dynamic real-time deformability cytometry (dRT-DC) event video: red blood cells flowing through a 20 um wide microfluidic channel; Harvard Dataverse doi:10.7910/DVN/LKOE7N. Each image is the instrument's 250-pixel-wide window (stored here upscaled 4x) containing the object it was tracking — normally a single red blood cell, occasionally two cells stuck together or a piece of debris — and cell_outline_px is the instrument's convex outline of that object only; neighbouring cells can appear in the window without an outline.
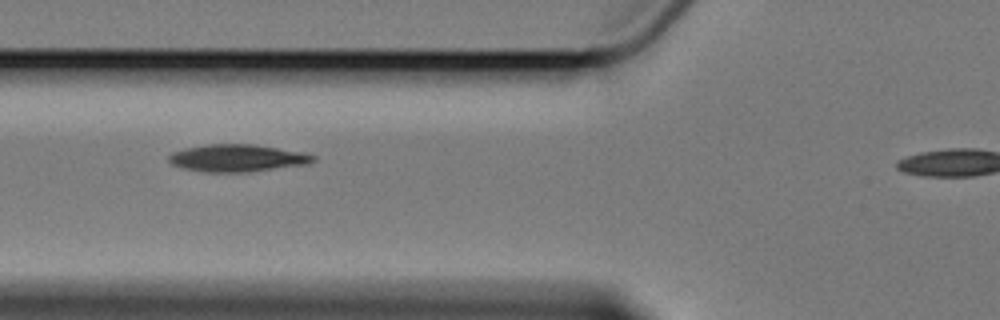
{"species": "Egyptian fruit bat (a non-hibernating species)", "species_latin": "Rousettus aegyptiacus", "temperature_condition": "cold", "stored_images_in_passage": 10, "camera_frame_rate_fps": 3000, "um_per_image_px": 0.085, "animal": {"sex": "female"}, "frame": {"image": 1, "passage_image": 2, "time_ms": 1.0, "image_size_px": [1000, 320], "cell_outline_px": [[316, 160], [308, 164], [252, 172], [208, 172], [184, 168], [172, 164], [168, 160], [168, 156], [172, 152], [184, 148], [204, 144], [252, 144], [304, 152], [316, 156]], "centroid_in_image_um": [20.19, 13.43], "position_along_channel_um": 105.6, "area_um2": 23.12}}
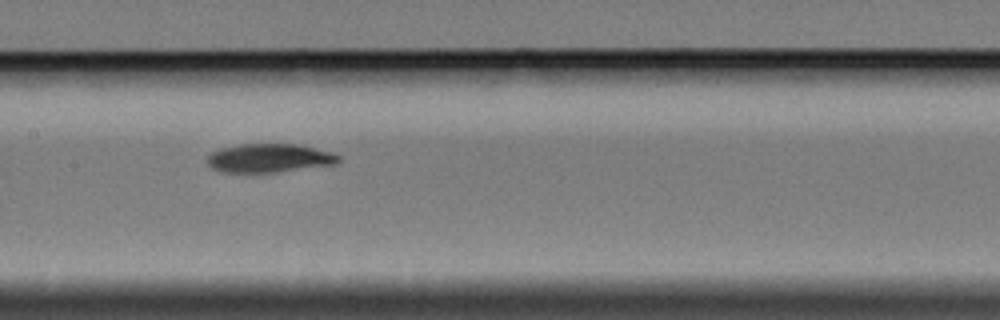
{"frame": {"image": 2, "passage_image": 4, "time_ms": 3.333, "image_size_px": [1000, 320], "cell_outline_px": [[340, 160], [336, 164], [276, 172], [220, 172], [212, 168], [208, 164], [208, 156], [212, 152], [220, 148], [240, 144], [296, 144], [332, 152], [340, 156]], "centroid_in_image_um": [22.88, 13.44], "position_along_channel_um": 184.5, "area_um2": 21.85}}
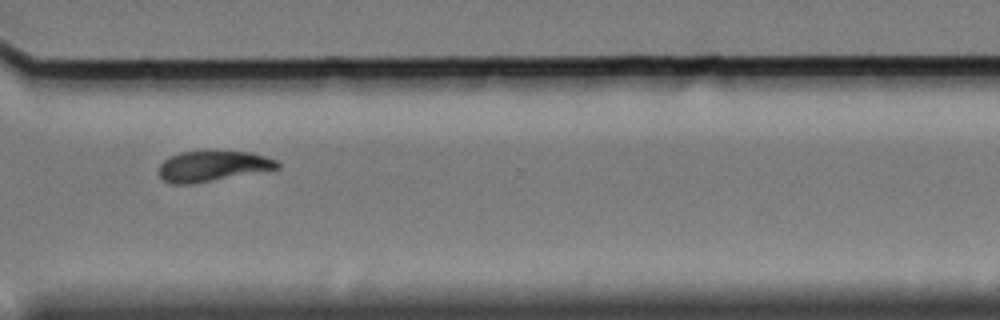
{"frame": {"image": 3, "passage_image": 8, "time_ms": 8.333, "image_size_px": [1000, 320], "cell_outline_px": [[280, 168], [192, 184], [172, 184], [164, 180], [160, 176], [160, 164], [168, 156], [180, 152], [252, 152], [276, 160], [280, 164]], "centroid_in_image_um": [18.06, 14.12], "position_along_channel_um": 352.5, "area_um2": 20.75}, "authors_computed_cell_mechanics": {"area_um2": 22.1663, "velocity_mm_per_s": 3.3763, "shape_relaxation_time_tau1_ms": 4.8498, "shape_relaxation_time_tau2_ms": null, "deformation_change_tau1": 0.0986, "deformation_change_tau2": null}}